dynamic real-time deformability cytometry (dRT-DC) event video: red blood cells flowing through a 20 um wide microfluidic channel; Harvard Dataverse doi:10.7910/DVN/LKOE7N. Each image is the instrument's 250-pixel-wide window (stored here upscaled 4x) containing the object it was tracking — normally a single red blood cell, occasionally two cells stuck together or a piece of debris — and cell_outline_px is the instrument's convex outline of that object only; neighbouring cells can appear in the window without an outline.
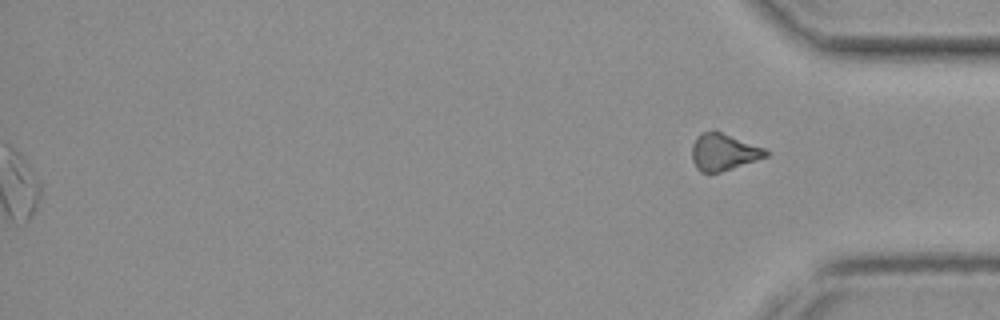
{"species": "common noctule bat (a hibernating species)", "species_latin": "Nyctalus noctula", "temperature_condition": "cold", "stored_images_in_passage": 52, "segment_of_instrument_passage": [2, 2], "camera_frame_rate_fps": 3000, "um_per_image_px": 0.085, "animal": {"sex": "female", "body_mass_g": 19.3, "forearm_length_mm": 54.1}, "frame": {"image": 1, "passage_image": 52, "time_ms": 17.0, "image_size_px": [1000, 320], "cell_outline_px": [[768, 156], [720, 172], [700, 172], [696, 168], [692, 160], [692, 144], [696, 136], [700, 132], [716, 128], [764, 148], [768, 152]], "centroid_in_image_um": [61.46, 12.87], "position_along_channel_um": 373.7, "area_um2": 16.24}}